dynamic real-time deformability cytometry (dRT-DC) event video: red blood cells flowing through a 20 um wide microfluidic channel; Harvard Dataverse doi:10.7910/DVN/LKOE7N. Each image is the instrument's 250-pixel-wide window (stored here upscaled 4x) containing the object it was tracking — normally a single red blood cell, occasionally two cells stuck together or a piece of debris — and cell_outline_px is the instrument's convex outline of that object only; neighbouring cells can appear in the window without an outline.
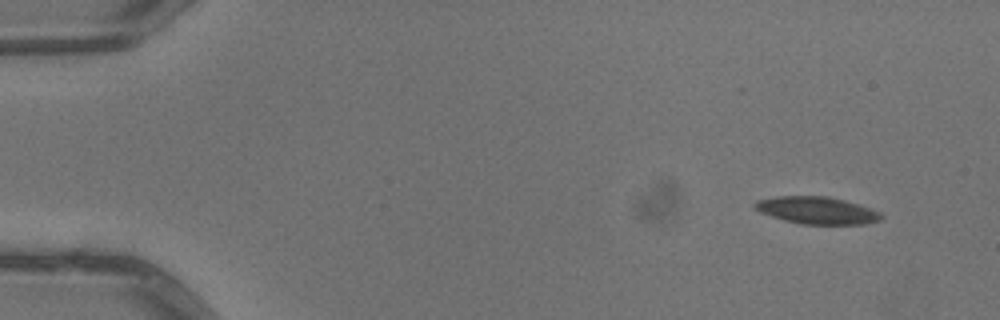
{"species": "common noctule bat (a hibernating species)", "species_latin": "Nyctalus noctula", "temperature_condition": "warm", "stored_images_in_passage": 6, "camera_frame_rate_fps": 3000, "um_per_image_px": 0.085, "animal": {"sex": "male", "body_mass_g": 13.3}, "frame": {"image": 1, "passage_image": 1, "time_ms": 0.0, "image_size_px": [1000, 320], "cell_outline_px": [[884, 216], [880, 220], [864, 224], [800, 224], [784, 220], [760, 212], [752, 204], [756, 200], [776, 196], [828, 196], [844, 200], [880, 212]], "centroid_in_image_um": [69.41, 17.88], "position_along_channel_um": 15.6, "area_um2": 19.94}}
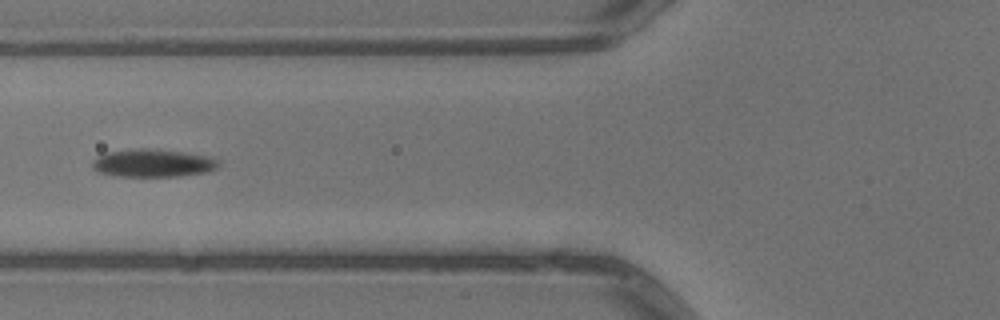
{"frame": {"image": 2, "passage_image": 5, "time_ms": 1.333, "image_size_px": [1000, 320], "cell_outline_px": [[220, 164], [216, 168], [208, 172], [176, 176], [120, 176], [96, 172], [92, 168], [92, 160], [108, 152], [140, 148], [144, 148], [184, 152], [212, 156], [220, 160]], "centroid_in_image_um": [13.04, 13.86], "position_along_channel_um": 112.8, "area_um2": 20.52}}
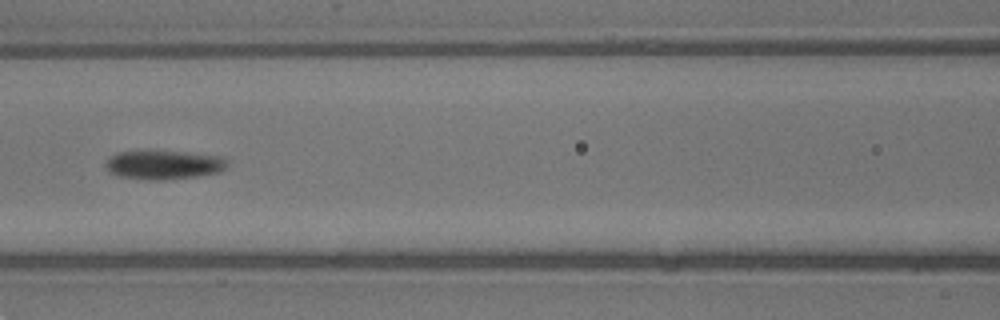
{"frame": {"image": 3, "passage_image": 6, "time_ms": 1.667, "image_size_px": [1000, 320], "cell_outline_px": [[228, 168], [220, 172], [196, 176], [164, 180], [148, 180], [120, 176], [108, 172], [104, 168], [104, 164], [116, 152], [148, 148], [152, 148], [224, 156], [228, 160]], "centroid_in_image_um": [13.92, 13.96], "position_along_channel_um": 152.7, "area_um2": 21.68}}